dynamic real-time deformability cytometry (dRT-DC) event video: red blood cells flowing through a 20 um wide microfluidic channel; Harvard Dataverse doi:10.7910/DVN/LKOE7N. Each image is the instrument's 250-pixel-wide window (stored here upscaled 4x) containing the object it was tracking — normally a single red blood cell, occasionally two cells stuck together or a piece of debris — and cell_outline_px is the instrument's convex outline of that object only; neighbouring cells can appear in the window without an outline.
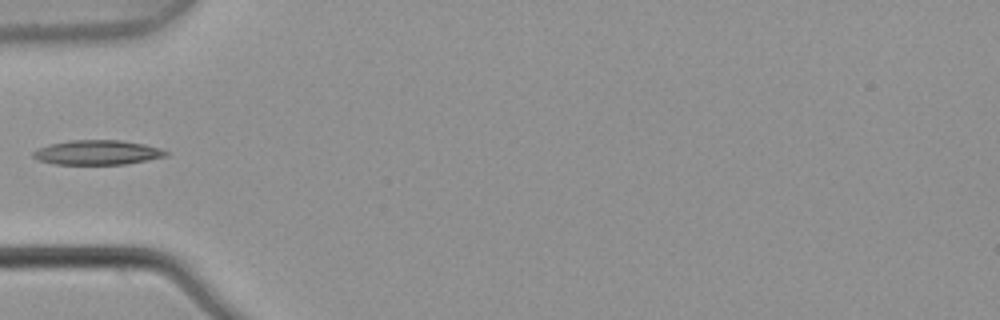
{"species": "common noctule bat (a hibernating species)", "species_latin": "Nyctalus noctula", "temperature_condition": "warm", "stored_images_in_passage": 5, "camera_frame_rate_fps": 3000, "um_per_image_px": 0.085, "animal": {"sex": "male", "body_mass_g": 21.5, "forearm_length_mm": 52.0}, "frame": {"image": 1, "passage_image": 5, "time_ms": 1.333, "image_size_px": [1000, 320], "cell_outline_px": [[168, 156], [124, 164], [52, 164], [36, 160], [32, 156], [32, 152], [40, 148], [52, 144], [68, 140], [120, 140], [144, 144], [160, 148], [168, 152]], "centroid_in_image_um": [8.26, 12.96], "position_along_channel_um": 76.7, "area_um2": 18.96}}